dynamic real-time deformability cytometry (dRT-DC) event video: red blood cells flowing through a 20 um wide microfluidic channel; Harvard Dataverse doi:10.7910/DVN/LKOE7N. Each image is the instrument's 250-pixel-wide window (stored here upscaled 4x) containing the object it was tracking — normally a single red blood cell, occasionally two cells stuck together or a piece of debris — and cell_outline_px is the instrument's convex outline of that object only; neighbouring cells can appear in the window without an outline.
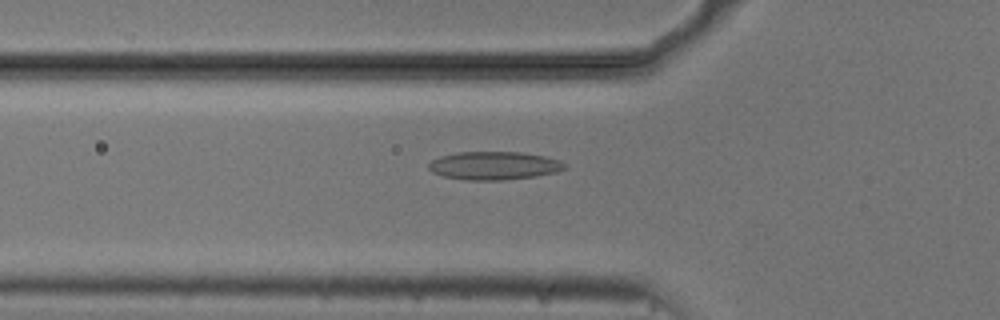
{"species": "common noctule bat (a hibernating species)", "species_latin": "Nyctalus noctula", "temperature_condition": "cold", "stored_images_in_passage": 54, "camera_frame_rate_fps": 3000, "um_per_image_px": 0.085, "animal": {"sex": "male", "body_mass_g": 20.5, "forearm_length_mm": 52.5}, "frame": {"image": 1, "passage_image": 18, "time_ms": 5.667, "image_size_px": [1000, 320], "cell_outline_px": [[568, 168], [556, 172], [536, 176], [504, 180], [464, 180], [444, 176], [432, 172], [428, 168], [428, 164], [432, 160], [440, 156], [456, 152], [520, 152], [544, 156], [560, 160], [568, 164]], "centroid_in_image_um": [42.02, 14.08], "position_along_channel_um": 83.8, "area_um2": 22.54}}
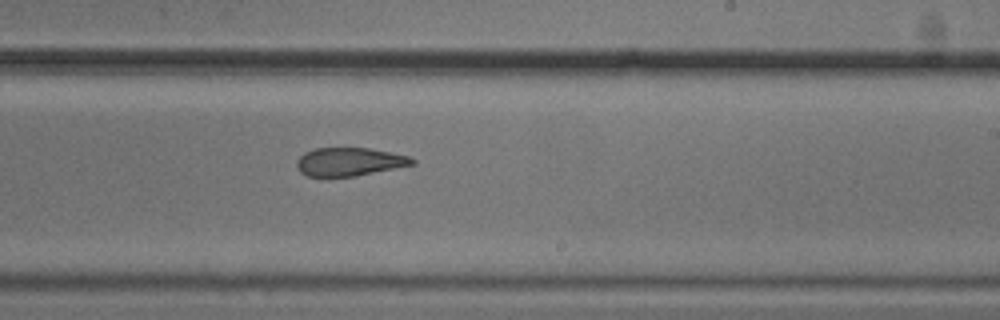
{"frame": {"image": 2, "passage_image": 32, "time_ms": 10.333, "image_size_px": [1000, 320], "cell_outline_px": [[416, 164], [356, 176], [308, 176], [300, 172], [296, 168], [296, 160], [304, 152], [316, 148], [368, 148], [408, 156], [416, 160]], "centroid_in_image_um": [29.68, 13.75], "position_along_channel_um": 259.3, "area_um2": 19.02}}
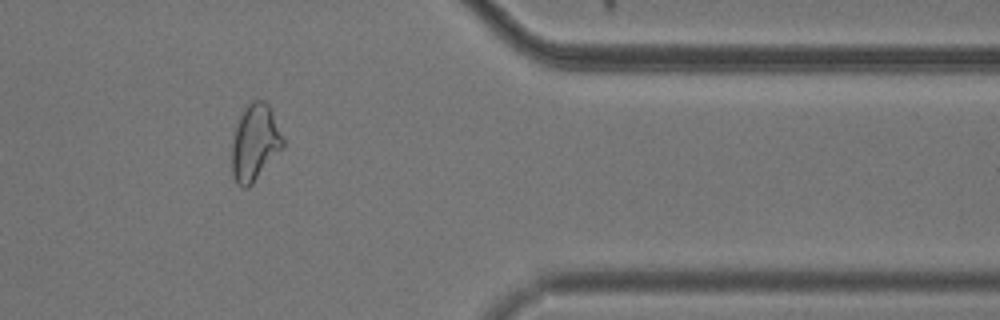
{"frame": {"image": 3, "passage_image": 44, "time_ms": 14.333, "image_size_px": [1000, 320], "cell_outline_px": [[284, 148], [252, 184], [248, 188], [240, 188], [236, 184], [232, 176], [232, 144], [236, 128], [244, 104], [248, 100], [264, 100], [272, 108], [284, 140]], "centroid_in_image_um": [21.68, 12.11], "position_along_channel_um": 389.7, "area_um2": 23.29}}